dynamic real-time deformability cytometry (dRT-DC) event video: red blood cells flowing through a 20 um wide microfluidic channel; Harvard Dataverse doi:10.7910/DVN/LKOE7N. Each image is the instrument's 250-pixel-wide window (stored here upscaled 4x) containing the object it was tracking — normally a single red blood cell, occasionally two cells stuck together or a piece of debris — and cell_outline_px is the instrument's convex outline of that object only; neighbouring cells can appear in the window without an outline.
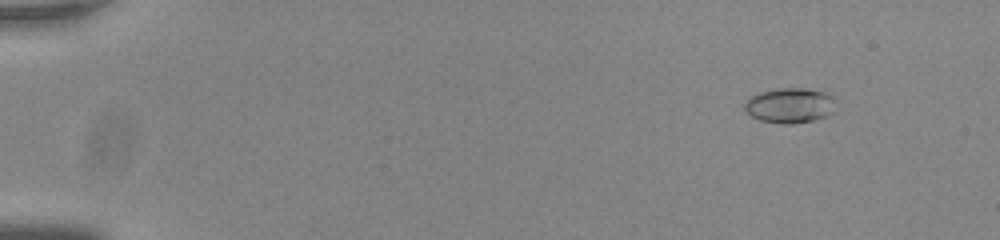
{"species": "common noctule bat (a hibernating species)", "species_latin": "Nyctalus noctula", "temperature_condition": "room temperature", "stored_images_in_passage": 57, "camera_frame_rate_fps": 3000, "um_per_image_px": 0.085, "animal": {"sex": "male", "body_mass_g": 20.0, "forearm_length_mm": 53.3}, "frame": {"image": 1, "passage_image": 7, "time_ms": 2.0, "image_size_px": [1000, 240], "cell_outline_px": [[836, 112], [828, 116], [812, 120], [792, 124], [780, 124], [760, 120], [744, 112], [744, 104], [752, 96], [760, 92], [780, 88], [804, 88], [824, 92], [832, 96]], "centroid_in_image_um": [67.15, 8.98], "position_along_channel_um": 17.9, "area_um2": 18.73}}
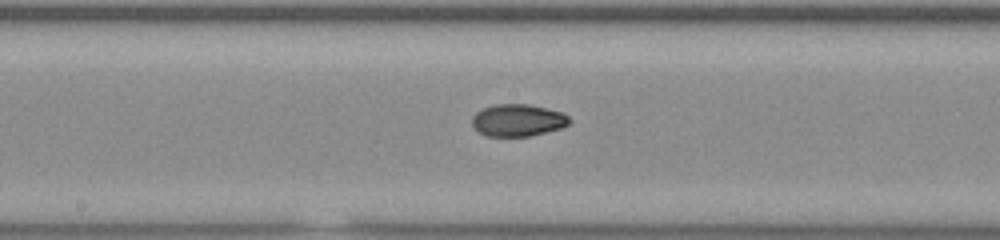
{"frame": {"image": 2, "passage_image": 32, "time_ms": 10.333, "image_size_px": [1000, 240], "cell_outline_px": [[572, 120], [568, 124], [560, 128], [532, 136], [488, 136], [480, 132], [472, 124], [472, 116], [476, 112], [484, 108], [496, 104], [528, 104], [564, 112]], "centroid_in_image_um": [44.04, 10.21], "position_along_channel_um": 204.2, "area_um2": 18.21}}
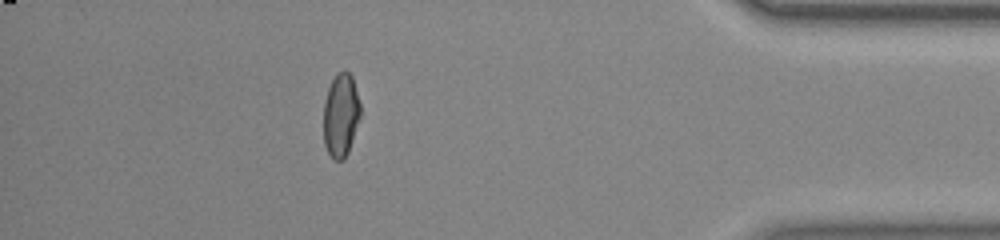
{"frame": {"image": 3, "passage_image": 51, "time_ms": 16.667, "image_size_px": [1000, 240], "cell_outline_px": [[360, 116], [348, 152], [344, 160], [332, 160], [324, 144], [324, 100], [328, 88], [336, 72], [344, 68], [352, 76], [360, 104]], "centroid_in_image_um": [28.96, 9.77], "position_along_channel_um": 406.2, "area_um2": 18.03}, "authors_computed_cell_mechanics": {"area_um2": 18.2648, "velocity_mm_per_s": 3.7941, "shape_relaxation_time_tau1_ms": null, "shape_relaxation_time_tau2_ms": 1.5668, "deformation_change_tau1": null, "deformation_change_tau2": 0.0474}}